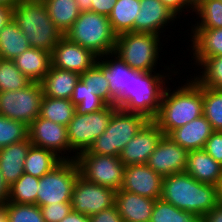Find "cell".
<instances>
[{"label":"cell","mask_w":222,"mask_h":222,"mask_svg":"<svg viewBox=\"0 0 222 222\" xmlns=\"http://www.w3.org/2000/svg\"><path fill=\"white\" fill-rule=\"evenodd\" d=\"M162 38L163 37L152 33L133 31L119 34L116 38L114 53L134 71L181 72L178 67L174 68L177 66L175 62H173V64L169 63L170 65H168V62L167 65H161L159 63L162 60V56L160 54H166L167 51L164 52L165 49L163 48L165 47V44L169 43L168 41H170V39L168 40V37L165 38L166 40ZM163 41L165 43H163ZM157 64L159 67H161V70L158 69L157 71ZM162 66L165 71L162 69Z\"/></svg>","instance_id":"3"},{"label":"cell","mask_w":222,"mask_h":222,"mask_svg":"<svg viewBox=\"0 0 222 222\" xmlns=\"http://www.w3.org/2000/svg\"><path fill=\"white\" fill-rule=\"evenodd\" d=\"M89 219L90 222H124L116 205L90 216Z\"/></svg>","instance_id":"45"},{"label":"cell","mask_w":222,"mask_h":222,"mask_svg":"<svg viewBox=\"0 0 222 222\" xmlns=\"http://www.w3.org/2000/svg\"><path fill=\"white\" fill-rule=\"evenodd\" d=\"M218 194H219V202L222 204V180H221L220 185L218 187Z\"/></svg>","instance_id":"54"},{"label":"cell","mask_w":222,"mask_h":222,"mask_svg":"<svg viewBox=\"0 0 222 222\" xmlns=\"http://www.w3.org/2000/svg\"><path fill=\"white\" fill-rule=\"evenodd\" d=\"M29 47L27 38L13 19L0 30L1 59L13 60Z\"/></svg>","instance_id":"28"},{"label":"cell","mask_w":222,"mask_h":222,"mask_svg":"<svg viewBox=\"0 0 222 222\" xmlns=\"http://www.w3.org/2000/svg\"><path fill=\"white\" fill-rule=\"evenodd\" d=\"M185 173L201 183L219 187L222 180V165L204 149L188 151Z\"/></svg>","instance_id":"22"},{"label":"cell","mask_w":222,"mask_h":222,"mask_svg":"<svg viewBox=\"0 0 222 222\" xmlns=\"http://www.w3.org/2000/svg\"><path fill=\"white\" fill-rule=\"evenodd\" d=\"M193 8L201 1V0H186Z\"/></svg>","instance_id":"55"},{"label":"cell","mask_w":222,"mask_h":222,"mask_svg":"<svg viewBox=\"0 0 222 222\" xmlns=\"http://www.w3.org/2000/svg\"><path fill=\"white\" fill-rule=\"evenodd\" d=\"M203 116L214 131H222V90L203 87Z\"/></svg>","instance_id":"37"},{"label":"cell","mask_w":222,"mask_h":222,"mask_svg":"<svg viewBox=\"0 0 222 222\" xmlns=\"http://www.w3.org/2000/svg\"><path fill=\"white\" fill-rule=\"evenodd\" d=\"M203 149L222 165V131H214L207 139Z\"/></svg>","instance_id":"43"},{"label":"cell","mask_w":222,"mask_h":222,"mask_svg":"<svg viewBox=\"0 0 222 222\" xmlns=\"http://www.w3.org/2000/svg\"><path fill=\"white\" fill-rule=\"evenodd\" d=\"M20 0H0V5L13 7Z\"/></svg>","instance_id":"53"},{"label":"cell","mask_w":222,"mask_h":222,"mask_svg":"<svg viewBox=\"0 0 222 222\" xmlns=\"http://www.w3.org/2000/svg\"><path fill=\"white\" fill-rule=\"evenodd\" d=\"M38 186V177L23 173V175L9 187L7 202L36 204Z\"/></svg>","instance_id":"34"},{"label":"cell","mask_w":222,"mask_h":222,"mask_svg":"<svg viewBox=\"0 0 222 222\" xmlns=\"http://www.w3.org/2000/svg\"><path fill=\"white\" fill-rule=\"evenodd\" d=\"M117 109V105L108 104L104 109L93 113L75 112L67 126L70 150L75 152L76 156L88 150L93 142L104 133Z\"/></svg>","instance_id":"8"},{"label":"cell","mask_w":222,"mask_h":222,"mask_svg":"<svg viewBox=\"0 0 222 222\" xmlns=\"http://www.w3.org/2000/svg\"><path fill=\"white\" fill-rule=\"evenodd\" d=\"M60 222H90V219L87 215L72 210Z\"/></svg>","instance_id":"48"},{"label":"cell","mask_w":222,"mask_h":222,"mask_svg":"<svg viewBox=\"0 0 222 222\" xmlns=\"http://www.w3.org/2000/svg\"><path fill=\"white\" fill-rule=\"evenodd\" d=\"M182 71L185 70L182 69L176 78L179 84L173 78L175 88L171 87L170 82L165 87L159 111L153 119L164 135H169L173 130L203 115V86L190 74L184 75L186 78L182 79Z\"/></svg>","instance_id":"1"},{"label":"cell","mask_w":222,"mask_h":222,"mask_svg":"<svg viewBox=\"0 0 222 222\" xmlns=\"http://www.w3.org/2000/svg\"><path fill=\"white\" fill-rule=\"evenodd\" d=\"M80 74L50 66L49 72L40 81L44 96L56 99H71Z\"/></svg>","instance_id":"25"},{"label":"cell","mask_w":222,"mask_h":222,"mask_svg":"<svg viewBox=\"0 0 222 222\" xmlns=\"http://www.w3.org/2000/svg\"><path fill=\"white\" fill-rule=\"evenodd\" d=\"M30 83L13 60L0 59V92L21 90Z\"/></svg>","instance_id":"38"},{"label":"cell","mask_w":222,"mask_h":222,"mask_svg":"<svg viewBox=\"0 0 222 222\" xmlns=\"http://www.w3.org/2000/svg\"><path fill=\"white\" fill-rule=\"evenodd\" d=\"M188 151L175 143L168 135H163L147 165L162 177L185 172Z\"/></svg>","instance_id":"17"},{"label":"cell","mask_w":222,"mask_h":222,"mask_svg":"<svg viewBox=\"0 0 222 222\" xmlns=\"http://www.w3.org/2000/svg\"><path fill=\"white\" fill-rule=\"evenodd\" d=\"M31 145L27 138L0 148V172L9 187L23 175L24 162Z\"/></svg>","instance_id":"24"},{"label":"cell","mask_w":222,"mask_h":222,"mask_svg":"<svg viewBox=\"0 0 222 222\" xmlns=\"http://www.w3.org/2000/svg\"><path fill=\"white\" fill-rule=\"evenodd\" d=\"M164 133L153 120H148L119 154L125 166L147 164Z\"/></svg>","instance_id":"16"},{"label":"cell","mask_w":222,"mask_h":222,"mask_svg":"<svg viewBox=\"0 0 222 222\" xmlns=\"http://www.w3.org/2000/svg\"><path fill=\"white\" fill-rule=\"evenodd\" d=\"M193 14L194 16L190 19V23H186L188 25L187 27H190L187 30L222 28L221 0H201L194 7Z\"/></svg>","instance_id":"27"},{"label":"cell","mask_w":222,"mask_h":222,"mask_svg":"<svg viewBox=\"0 0 222 222\" xmlns=\"http://www.w3.org/2000/svg\"><path fill=\"white\" fill-rule=\"evenodd\" d=\"M163 177L147 164L125 166L121 190L151 199H159L162 193Z\"/></svg>","instance_id":"19"},{"label":"cell","mask_w":222,"mask_h":222,"mask_svg":"<svg viewBox=\"0 0 222 222\" xmlns=\"http://www.w3.org/2000/svg\"><path fill=\"white\" fill-rule=\"evenodd\" d=\"M94 0H76L80 12L91 11V4Z\"/></svg>","instance_id":"51"},{"label":"cell","mask_w":222,"mask_h":222,"mask_svg":"<svg viewBox=\"0 0 222 222\" xmlns=\"http://www.w3.org/2000/svg\"><path fill=\"white\" fill-rule=\"evenodd\" d=\"M76 112V106L70 99H56L43 96L40 116L51 122L68 126Z\"/></svg>","instance_id":"33"},{"label":"cell","mask_w":222,"mask_h":222,"mask_svg":"<svg viewBox=\"0 0 222 222\" xmlns=\"http://www.w3.org/2000/svg\"><path fill=\"white\" fill-rule=\"evenodd\" d=\"M80 79L92 94L100 96L110 105H116V98L109 90V82L96 65L81 74Z\"/></svg>","instance_id":"39"},{"label":"cell","mask_w":222,"mask_h":222,"mask_svg":"<svg viewBox=\"0 0 222 222\" xmlns=\"http://www.w3.org/2000/svg\"><path fill=\"white\" fill-rule=\"evenodd\" d=\"M202 222H222V204L219 202L214 209L206 213Z\"/></svg>","instance_id":"47"},{"label":"cell","mask_w":222,"mask_h":222,"mask_svg":"<svg viewBox=\"0 0 222 222\" xmlns=\"http://www.w3.org/2000/svg\"><path fill=\"white\" fill-rule=\"evenodd\" d=\"M147 121L148 119L142 114L127 112L118 108L104 133L93 142L88 150L79 154L119 157L126 144L136 136Z\"/></svg>","instance_id":"7"},{"label":"cell","mask_w":222,"mask_h":222,"mask_svg":"<svg viewBox=\"0 0 222 222\" xmlns=\"http://www.w3.org/2000/svg\"><path fill=\"white\" fill-rule=\"evenodd\" d=\"M160 1L165 6H167L170 10H172V12H174L180 19L184 20V21L182 20V22H181L182 24L184 22L186 23V21L189 23V19L191 18L189 16V14L192 13L190 15L191 16L193 15V9L194 8L186 0H160ZM185 18L188 19V20H186Z\"/></svg>","instance_id":"44"},{"label":"cell","mask_w":222,"mask_h":222,"mask_svg":"<svg viewBox=\"0 0 222 222\" xmlns=\"http://www.w3.org/2000/svg\"><path fill=\"white\" fill-rule=\"evenodd\" d=\"M16 67L31 82H40L49 72L51 66V53L29 47L22 54L13 59Z\"/></svg>","instance_id":"26"},{"label":"cell","mask_w":222,"mask_h":222,"mask_svg":"<svg viewBox=\"0 0 222 222\" xmlns=\"http://www.w3.org/2000/svg\"><path fill=\"white\" fill-rule=\"evenodd\" d=\"M109 82L110 93L117 102L128 92L130 77L135 72L114 52L98 58L95 64Z\"/></svg>","instance_id":"20"},{"label":"cell","mask_w":222,"mask_h":222,"mask_svg":"<svg viewBox=\"0 0 222 222\" xmlns=\"http://www.w3.org/2000/svg\"><path fill=\"white\" fill-rule=\"evenodd\" d=\"M32 145L54 152L62 160H76L70 150L67 127L42 118L40 115L28 126Z\"/></svg>","instance_id":"12"},{"label":"cell","mask_w":222,"mask_h":222,"mask_svg":"<svg viewBox=\"0 0 222 222\" xmlns=\"http://www.w3.org/2000/svg\"><path fill=\"white\" fill-rule=\"evenodd\" d=\"M162 200L203 217L219 203L218 187L197 181L185 172L163 177Z\"/></svg>","instance_id":"2"},{"label":"cell","mask_w":222,"mask_h":222,"mask_svg":"<svg viewBox=\"0 0 222 222\" xmlns=\"http://www.w3.org/2000/svg\"><path fill=\"white\" fill-rule=\"evenodd\" d=\"M61 161L54 152L31 145L24 162V173L41 178Z\"/></svg>","instance_id":"31"},{"label":"cell","mask_w":222,"mask_h":222,"mask_svg":"<svg viewBox=\"0 0 222 222\" xmlns=\"http://www.w3.org/2000/svg\"><path fill=\"white\" fill-rule=\"evenodd\" d=\"M76 162L80 175L89 182L118 191L125 171L119 157L95 154H78Z\"/></svg>","instance_id":"11"},{"label":"cell","mask_w":222,"mask_h":222,"mask_svg":"<svg viewBox=\"0 0 222 222\" xmlns=\"http://www.w3.org/2000/svg\"><path fill=\"white\" fill-rule=\"evenodd\" d=\"M9 186L5 182L2 173L0 172V205L5 204L8 199Z\"/></svg>","instance_id":"50"},{"label":"cell","mask_w":222,"mask_h":222,"mask_svg":"<svg viewBox=\"0 0 222 222\" xmlns=\"http://www.w3.org/2000/svg\"><path fill=\"white\" fill-rule=\"evenodd\" d=\"M28 138V126L0 115V148Z\"/></svg>","instance_id":"40"},{"label":"cell","mask_w":222,"mask_h":222,"mask_svg":"<svg viewBox=\"0 0 222 222\" xmlns=\"http://www.w3.org/2000/svg\"><path fill=\"white\" fill-rule=\"evenodd\" d=\"M116 191L87 181L78 175L72 190L71 205L75 212L88 217L115 205Z\"/></svg>","instance_id":"13"},{"label":"cell","mask_w":222,"mask_h":222,"mask_svg":"<svg viewBox=\"0 0 222 222\" xmlns=\"http://www.w3.org/2000/svg\"><path fill=\"white\" fill-rule=\"evenodd\" d=\"M64 36L98 57L114 52L117 38L108 16L92 11L81 12Z\"/></svg>","instance_id":"6"},{"label":"cell","mask_w":222,"mask_h":222,"mask_svg":"<svg viewBox=\"0 0 222 222\" xmlns=\"http://www.w3.org/2000/svg\"><path fill=\"white\" fill-rule=\"evenodd\" d=\"M178 73L135 71L130 77L128 92L116 105L124 111L142 114L153 120L159 111L165 87Z\"/></svg>","instance_id":"4"},{"label":"cell","mask_w":222,"mask_h":222,"mask_svg":"<svg viewBox=\"0 0 222 222\" xmlns=\"http://www.w3.org/2000/svg\"><path fill=\"white\" fill-rule=\"evenodd\" d=\"M150 222H202V217L178 209L159 198L155 201Z\"/></svg>","instance_id":"35"},{"label":"cell","mask_w":222,"mask_h":222,"mask_svg":"<svg viewBox=\"0 0 222 222\" xmlns=\"http://www.w3.org/2000/svg\"><path fill=\"white\" fill-rule=\"evenodd\" d=\"M0 222H8L6 206L4 204L0 205Z\"/></svg>","instance_id":"52"},{"label":"cell","mask_w":222,"mask_h":222,"mask_svg":"<svg viewBox=\"0 0 222 222\" xmlns=\"http://www.w3.org/2000/svg\"><path fill=\"white\" fill-rule=\"evenodd\" d=\"M79 174L76 160H62L39 178L36 205L71 202L73 186Z\"/></svg>","instance_id":"9"},{"label":"cell","mask_w":222,"mask_h":222,"mask_svg":"<svg viewBox=\"0 0 222 222\" xmlns=\"http://www.w3.org/2000/svg\"><path fill=\"white\" fill-rule=\"evenodd\" d=\"M40 82L24 89L0 92V115L29 126L39 115L43 99Z\"/></svg>","instance_id":"10"},{"label":"cell","mask_w":222,"mask_h":222,"mask_svg":"<svg viewBox=\"0 0 222 222\" xmlns=\"http://www.w3.org/2000/svg\"><path fill=\"white\" fill-rule=\"evenodd\" d=\"M192 71L190 75L201 86L222 90V55L203 59Z\"/></svg>","instance_id":"32"},{"label":"cell","mask_w":222,"mask_h":222,"mask_svg":"<svg viewBox=\"0 0 222 222\" xmlns=\"http://www.w3.org/2000/svg\"><path fill=\"white\" fill-rule=\"evenodd\" d=\"M50 19L65 34L80 16L76 0H43Z\"/></svg>","instance_id":"30"},{"label":"cell","mask_w":222,"mask_h":222,"mask_svg":"<svg viewBox=\"0 0 222 222\" xmlns=\"http://www.w3.org/2000/svg\"><path fill=\"white\" fill-rule=\"evenodd\" d=\"M40 209L45 222H60L73 210L70 202L51 203Z\"/></svg>","instance_id":"42"},{"label":"cell","mask_w":222,"mask_h":222,"mask_svg":"<svg viewBox=\"0 0 222 222\" xmlns=\"http://www.w3.org/2000/svg\"><path fill=\"white\" fill-rule=\"evenodd\" d=\"M140 10V0H117L108 16L113 32L119 34L134 32V21Z\"/></svg>","instance_id":"29"},{"label":"cell","mask_w":222,"mask_h":222,"mask_svg":"<svg viewBox=\"0 0 222 222\" xmlns=\"http://www.w3.org/2000/svg\"><path fill=\"white\" fill-rule=\"evenodd\" d=\"M98 56L63 36L51 52V66L83 74L98 61Z\"/></svg>","instance_id":"15"},{"label":"cell","mask_w":222,"mask_h":222,"mask_svg":"<svg viewBox=\"0 0 222 222\" xmlns=\"http://www.w3.org/2000/svg\"><path fill=\"white\" fill-rule=\"evenodd\" d=\"M12 19L30 47L51 53L64 36L50 19L43 0H20L12 7Z\"/></svg>","instance_id":"5"},{"label":"cell","mask_w":222,"mask_h":222,"mask_svg":"<svg viewBox=\"0 0 222 222\" xmlns=\"http://www.w3.org/2000/svg\"><path fill=\"white\" fill-rule=\"evenodd\" d=\"M155 199L118 190L115 205L124 222H150Z\"/></svg>","instance_id":"21"},{"label":"cell","mask_w":222,"mask_h":222,"mask_svg":"<svg viewBox=\"0 0 222 222\" xmlns=\"http://www.w3.org/2000/svg\"><path fill=\"white\" fill-rule=\"evenodd\" d=\"M12 19V7L0 5V30Z\"/></svg>","instance_id":"49"},{"label":"cell","mask_w":222,"mask_h":222,"mask_svg":"<svg viewBox=\"0 0 222 222\" xmlns=\"http://www.w3.org/2000/svg\"><path fill=\"white\" fill-rule=\"evenodd\" d=\"M70 100L76 106V112L80 114L97 112L108 105L100 96L92 94L81 79L75 84Z\"/></svg>","instance_id":"36"},{"label":"cell","mask_w":222,"mask_h":222,"mask_svg":"<svg viewBox=\"0 0 222 222\" xmlns=\"http://www.w3.org/2000/svg\"><path fill=\"white\" fill-rule=\"evenodd\" d=\"M117 0H94L91 4V11L109 16Z\"/></svg>","instance_id":"46"},{"label":"cell","mask_w":222,"mask_h":222,"mask_svg":"<svg viewBox=\"0 0 222 222\" xmlns=\"http://www.w3.org/2000/svg\"><path fill=\"white\" fill-rule=\"evenodd\" d=\"M214 132L209 121L202 115L173 130L168 136L187 151L203 149L207 139Z\"/></svg>","instance_id":"23"},{"label":"cell","mask_w":222,"mask_h":222,"mask_svg":"<svg viewBox=\"0 0 222 222\" xmlns=\"http://www.w3.org/2000/svg\"><path fill=\"white\" fill-rule=\"evenodd\" d=\"M190 34H189V32ZM183 34L184 36L187 35L188 38L187 44V52H189L188 57H189V62L191 63H186V67L180 66V64L183 62L180 60L179 61V67L180 68H186L185 72H188L187 69H192L194 66L198 65L203 59L205 58H210V57H218L222 55V28H217V29H191V30H186L185 33ZM189 39V40H188ZM191 44H190V43ZM190 47V48H189ZM191 55V59H190ZM181 62V63H180ZM188 65L190 68H187Z\"/></svg>","instance_id":"18"},{"label":"cell","mask_w":222,"mask_h":222,"mask_svg":"<svg viewBox=\"0 0 222 222\" xmlns=\"http://www.w3.org/2000/svg\"><path fill=\"white\" fill-rule=\"evenodd\" d=\"M8 222H45L39 206L36 204H18L6 202Z\"/></svg>","instance_id":"41"},{"label":"cell","mask_w":222,"mask_h":222,"mask_svg":"<svg viewBox=\"0 0 222 222\" xmlns=\"http://www.w3.org/2000/svg\"><path fill=\"white\" fill-rule=\"evenodd\" d=\"M180 21V18L160 0H140V10L134 21V32L152 33L163 39L166 36L172 39L169 31L176 28ZM174 23L178 25L174 27ZM166 30L170 35L164 33Z\"/></svg>","instance_id":"14"}]
</instances>
